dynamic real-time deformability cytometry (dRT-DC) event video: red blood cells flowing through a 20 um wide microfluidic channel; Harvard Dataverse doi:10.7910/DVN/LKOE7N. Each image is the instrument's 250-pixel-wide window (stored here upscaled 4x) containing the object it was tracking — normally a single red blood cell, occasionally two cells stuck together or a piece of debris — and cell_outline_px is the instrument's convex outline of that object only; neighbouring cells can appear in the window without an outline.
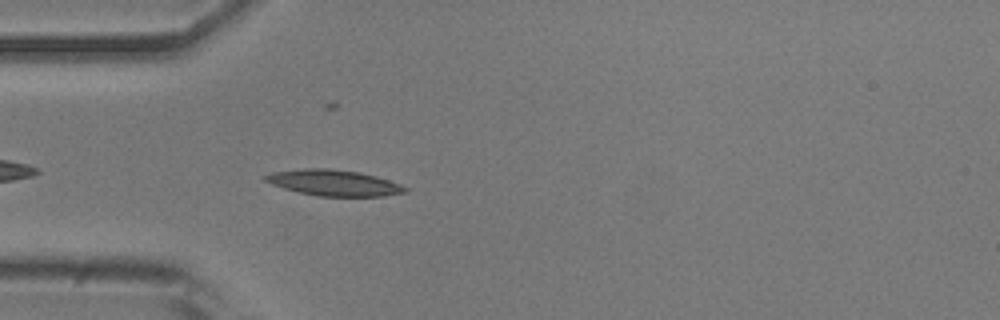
{"species": "common noctule bat (a hibernating species)", "species_latin": "Nyctalus noctula", "temperature_condition": "room temperature", "stored_images_in_passage": 9, "camera_frame_rate_fps": 3000, "um_per_image_px": 0.085, "animal": {"sex": "male", "body_mass_g": 20.5, "forearm_length_mm": 52.5}, "frame": {"image": 1, "passage_image": 3, "time_ms": 0.667, "image_size_px": [1000, 320], "cell_outline_px": [[408, 192], [384, 196], [316, 196], [284, 188], [272, 184], [264, 180], [260, 176], [272, 172], [304, 168], [328, 168], [356, 172], [376, 176], [400, 184], [408, 188]], "centroid_in_image_um": [28.35, 15.54], "position_along_channel_um": 56.6, "area_um2": 21.1}}
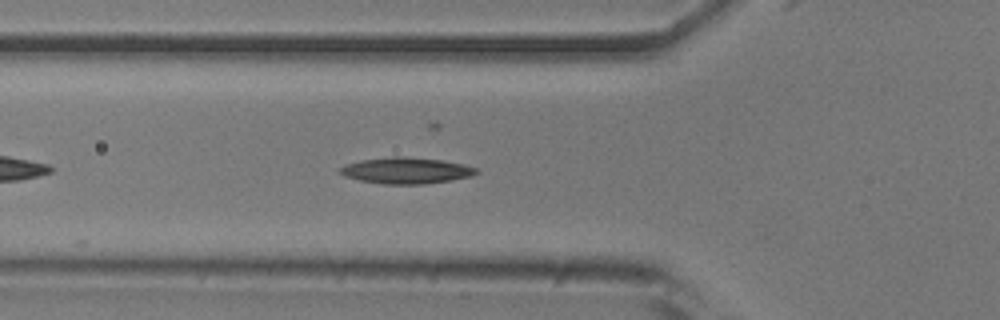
{"frame": {"image": 2, "passage_image": 6, "time_ms": 1.667, "image_size_px": [1000, 320], "cell_outline_px": [[480, 172], [472, 176], [424, 184], [384, 184], [360, 180], [344, 176], [336, 168], [344, 164], [360, 160], [392, 156], [404, 156], [444, 160], [464, 164], [476, 168]], "centroid_in_image_um": [34.5, 14.48], "position_along_channel_um": 91.3, "area_um2": 20.98}}